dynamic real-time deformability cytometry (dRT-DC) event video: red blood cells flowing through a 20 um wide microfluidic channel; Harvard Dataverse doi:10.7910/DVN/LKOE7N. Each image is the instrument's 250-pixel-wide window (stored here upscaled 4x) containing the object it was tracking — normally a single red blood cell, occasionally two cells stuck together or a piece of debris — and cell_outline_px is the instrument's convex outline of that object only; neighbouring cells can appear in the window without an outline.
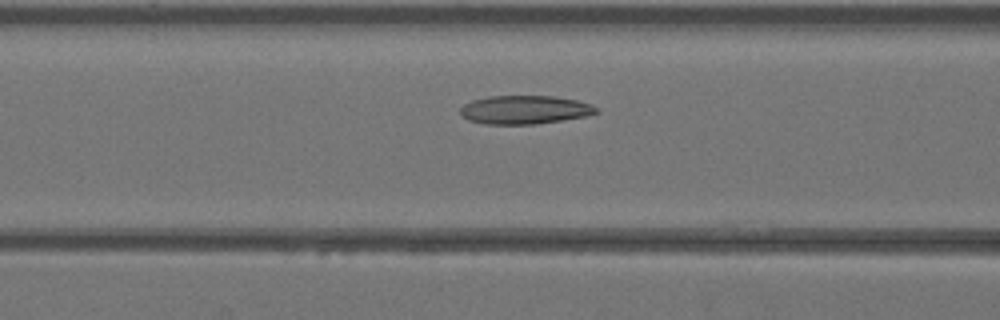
{"species": "Egyptian fruit bat (a non-hibernating species)", "species_latin": "Rousettus aegyptiacus", "temperature_condition": "warm", "stored_images_in_passage": 36, "camera_frame_rate_fps": 3000, "um_per_image_px": 0.085, "animal": {"sex": "female"}, "frame": {"image": 1, "passage_image": 11, "time_ms": 3.333, "image_size_px": [1000, 320], "cell_outline_px": [[600, 112], [584, 116], [560, 120], [532, 124], [484, 124], [468, 120], [460, 112], [460, 108], [464, 104], [472, 100], [488, 96], [552, 96], [576, 100], [600, 108]], "centroid_in_image_um": [44.58, 9.32], "position_along_channel_um": 122.0, "area_um2": 22.43}}
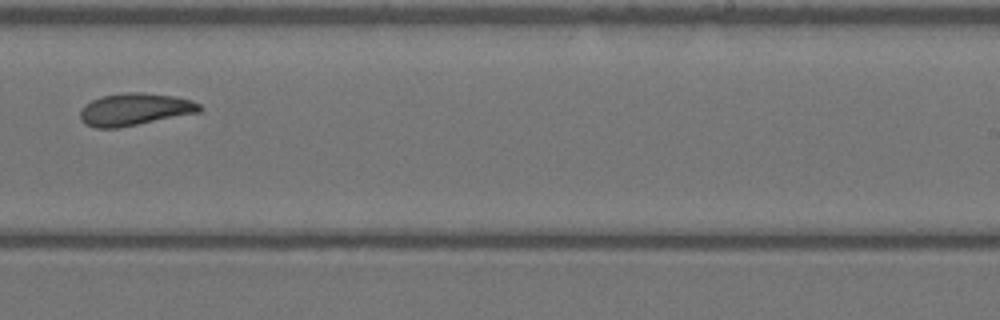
{"frame": {"image": 2, "passage_image": 21, "time_ms": 6.667, "image_size_px": [1000, 320], "cell_outline_px": [[204, 108], [200, 112], [116, 128], [92, 128], [84, 124], [80, 120], [80, 112], [84, 104], [92, 100], [104, 96], [128, 92], [140, 92], [176, 96], [192, 100], [200, 104]], "centroid_in_image_um": [11.45, 9.3], "position_along_channel_um": 277.6, "area_um2": 22.48}}
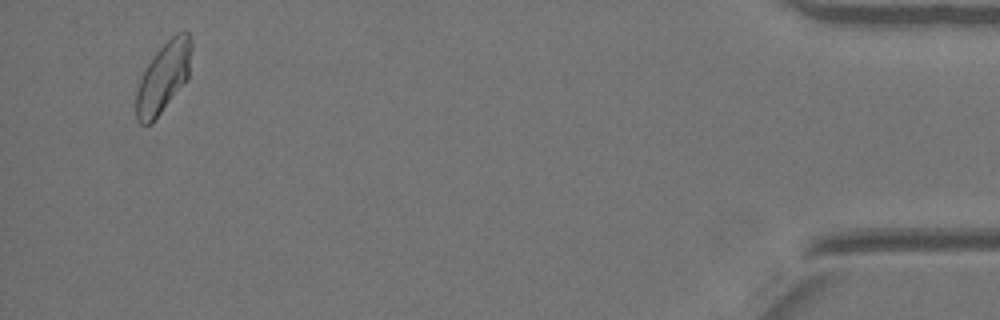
{"frame": {"image": 3, "passage_image": 35, "time_ms": 11.333, "image_size_px": [1000, 320], "cell_outline_px": [[192, 48], [188, 76], [152, 124], [140, 124], [136, 120], [136, 92], [140, 80], [152, 56], [176, 32], [184, 28], [188, 32], [192, 40]], "centroid_in_image_um": [13.89, 6.53], "position_along_channel_um": 421.3, "area_um2": 22.43}}